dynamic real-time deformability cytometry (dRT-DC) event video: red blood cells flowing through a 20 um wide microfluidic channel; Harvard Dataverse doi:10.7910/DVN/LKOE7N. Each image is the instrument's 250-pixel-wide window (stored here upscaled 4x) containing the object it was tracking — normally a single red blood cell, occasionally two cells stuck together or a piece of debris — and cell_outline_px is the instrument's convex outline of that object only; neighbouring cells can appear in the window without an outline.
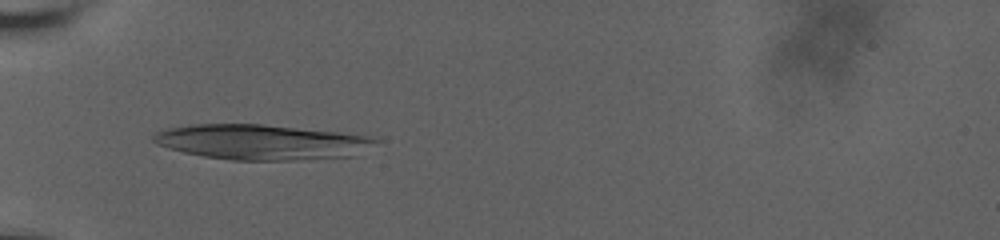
{"species": "human", "species_latin": "Homo sapiens", "temperature_condition": "room temperature", "stored_images_in_passage": 25, "camera_frame_rate_fps": 3000, "um_per_image_px": 0.085, "donor": {"sex": "male"}, "frame": {"image": 1, "passage_image": 2, "time_ms": 0.333, "image_size_px": [1000, 240], "cell_outline_px": [[380, 140], [352, 156], [296, 160], [232, 160], [204, 156], [184, 152], [168, 148], [156, 144], [152, 140], [152, 136], [156, 132], [168, 128], [188, 124], [264, 124], [336, 132], [364, 136]], "centroid_in_image_um": [22.13, 12.07], "position_along_channel_um": 62.9, "area_um2": 45.08}}
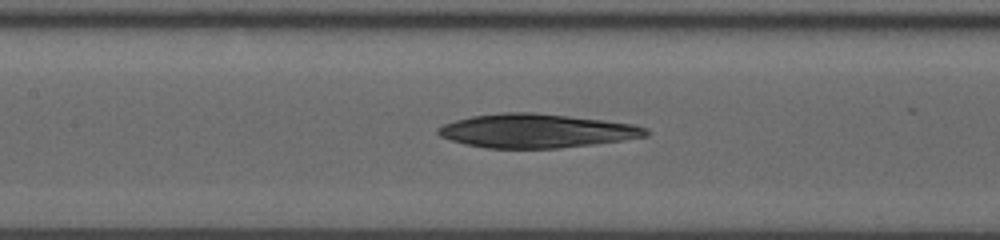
{"frame": {"image": 2, "passage_image": 15, "time_ms": 3.333, "image_size_px": [1000, 240], "cell_outline_px": [[648, 136], [592, 144], [560, 148], [488, 148], [464, 144], [440, 136], [436, 132], [436, 128], [444, 124], [456, 120], [472, 116], [504, 112], [532, 112], [604, 120], [632, 124], [648, 128]], "centroid_in_image_um": [45.57, 11.12], "position_along_channel_um": 161.8, "area_um2": 40.75}}
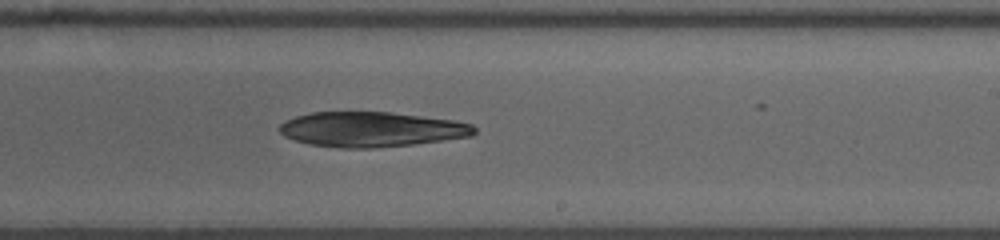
{"frame": {"image": 3, "passage_image": 25, "time_ms": 6.0, "image_size_px": [1000, 240], "cell_outline_px": [[476, 132], [472, 136], [412, 144], [372, 148], [340, 148], [308, 144], [284, 136], [280, 132], [280, 124], [296, 116], [312, 112], [388, 112], [452, 120], [472, 124], [476, 128]], "centroid_in_image_um": [31.56, 11.0], "position_along_channel_um": 257.4, "area_um2": 39.42}}